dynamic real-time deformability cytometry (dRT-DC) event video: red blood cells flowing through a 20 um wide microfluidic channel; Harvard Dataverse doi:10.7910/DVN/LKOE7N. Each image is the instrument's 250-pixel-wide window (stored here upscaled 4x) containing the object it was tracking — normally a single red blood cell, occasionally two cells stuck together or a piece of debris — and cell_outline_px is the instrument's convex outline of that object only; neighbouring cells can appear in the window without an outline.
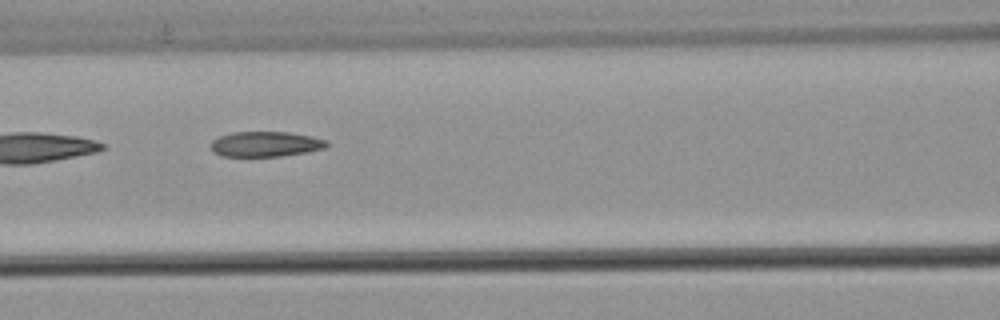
{"species": "common noctule bat (a hibernating species)", "species_latin": "Nyctalus noctula", "temperature_condition": "warm", "stored_images_in_passage": 8, "camera_frame_rate_fps": 3000, "um_per_image_px": 0.085, "animal": {"sex": "male", "body_mass_g": 21.5, "forearm_length_mm": 52.0}, "frame": {"image": 1, "passage_image": 6, "time_ms": 1.667, "image_size_px": [1000, 320], "cell_outline_px": [[328, 144], [324, 148], [304, 152], [280, 156], [224, 156], [216, 152], [212, 148], [212, 140], [220, 136], [232, 132], [288, 132], [312, 136], [328, 140]], "centroid_in_image_um": [22.6, 12.23], "position_along_channel_um": 144.0, "area_um2": 16.76}}